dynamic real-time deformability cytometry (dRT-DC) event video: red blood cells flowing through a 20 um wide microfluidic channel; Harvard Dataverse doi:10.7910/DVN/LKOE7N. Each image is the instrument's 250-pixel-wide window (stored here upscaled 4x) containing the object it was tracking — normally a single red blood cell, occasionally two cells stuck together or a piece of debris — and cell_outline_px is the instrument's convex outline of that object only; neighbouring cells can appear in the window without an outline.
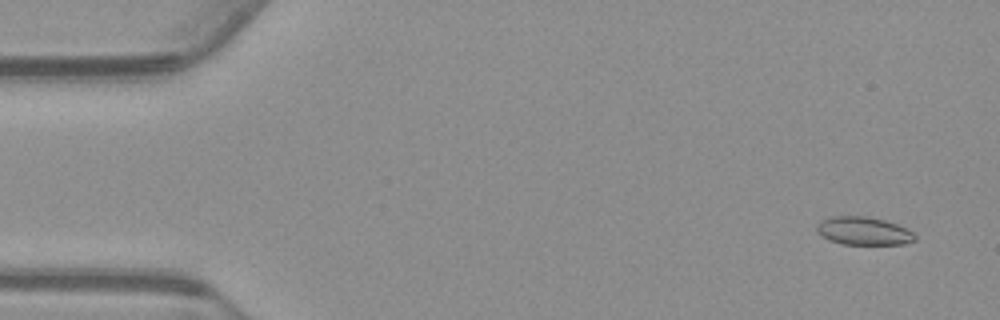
{"species": "common noctule bat (a hibernating species)", "species_latin": "Nyctalus noctula", "temperature_condition": "warm", "stored_images_in_passage": 56, "camera_frame_rate_fps": 3000, "um_per_image_px": 0.085, "animal": {"sex": "male", "body_mass_g": 23.1, "forearm_length_mm": 52.7}, "frame": {"image": 1, "passage_image": 4, "time_ms": 1.0, "image_size_px": [1000, 320], "cell_outline_px": [[916, 240], [904, 244], [844, 244], [828, 240], [820, 236], [816, 232], [816, 224], [820, 220], [832, 216], [868, 216], [884, 220], [896, 224], [912, 232], [916, 236]], "centroid_in_image_um": [73.34, 19.63], "position_along_channel_um": 11.7, "area_um2": 16.18}}
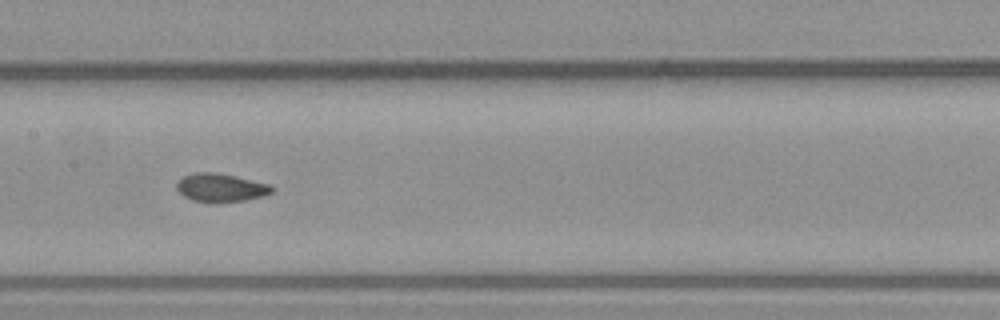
{"frame": {"image": 2, "passage_image": 28, "time_ms": 9.0, "image_size_px": [1000, 320], "cell_outline_px": [[272, 192], [260, 196], [244, 200], [192, 200], [184, 196], [176, 188], [176, 184], [184, 176], [196, 172], [216, 172], [268, 184], [272, 188]], "centroid_in_image_um": [18.72, 15.91], "position_along_channel_um": 188.7, "area_um2": 14.8}}
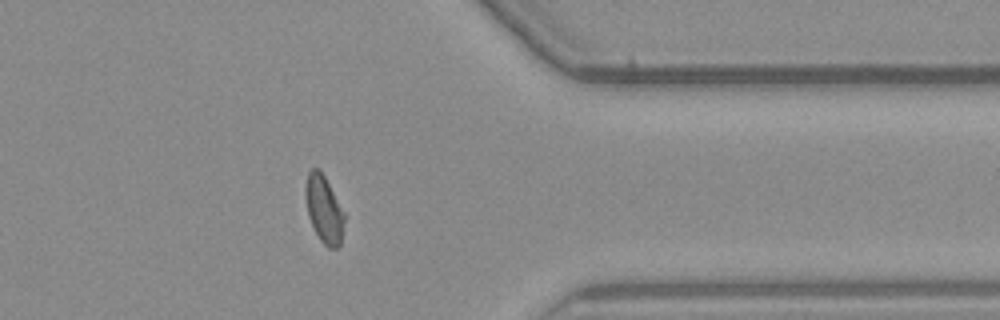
{"frame": {"image": 3, "passage_image": 45, "time_ms": 14.667, "image_size_px": [1000, 320], "cell_outline_px": [[344, 220], [340, 244], [336, 248], [328, 248], [320, 240], [308, 216], [304, 192], [304, 188], [308, 172], [312, 168], [320, 168], [344, 212]], "centroid_in_image_um": [27.51, 17.75], "position_along_channel_um": 383.9, "area_um2": 15.14}, "authors_computed_cell_mechanics": {"area_um2": 15.9239, "velocity_mm_per_s": 3.7192, "shape_relaxation_time_tau1_ms": 4.3576, "shape_relaxation_time_tau2_ms": 1.1191, "deformation_change_tau1": 0.119, "deformation_change_tau2": 0.0494}}